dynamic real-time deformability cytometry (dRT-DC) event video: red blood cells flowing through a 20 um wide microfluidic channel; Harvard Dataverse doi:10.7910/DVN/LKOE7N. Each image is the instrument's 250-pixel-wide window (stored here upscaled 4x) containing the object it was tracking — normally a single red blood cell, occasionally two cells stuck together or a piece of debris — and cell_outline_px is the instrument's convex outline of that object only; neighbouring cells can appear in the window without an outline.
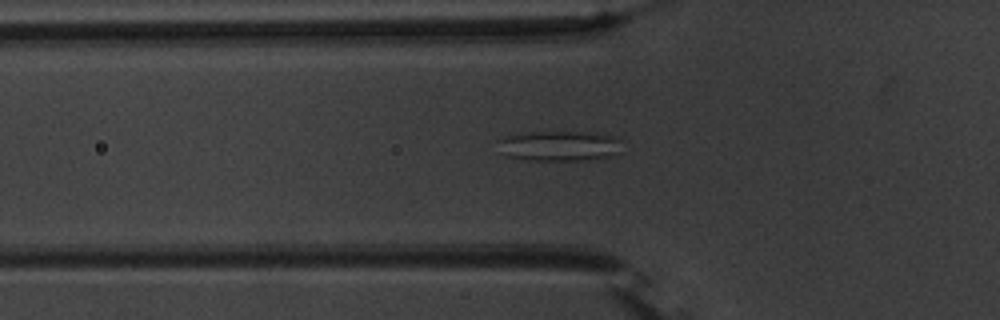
{"species": "common noctule bat (a hibernating species)", "species_latin": "Nyctalus noctula", "temperature_condition": "warm", "stored_images_in_passage": 43, "camera_frame_rate_fps": 3000, "um_per_image_px": 0.085, "animal": {"sex": "male", "body_mass_g": 20.1, "forearm_length_mm": 53.5}, "frame": {"image": 1, "passage_image": 9, "time_ms": 2.667, "image_size_px": [1000, 320], "cell_outline_px": [[620, 152], [612, 156], [576, 160], [528, 160], [508, 156], [504, 152], [496, 140], [508, 136], [532, 132], [592, 132], [616, 136], [620, 140]], "centroid_in_image_um": [47.6, 12.39], "position_along_channel_um": 78.2, "area_um2": 21.56}}
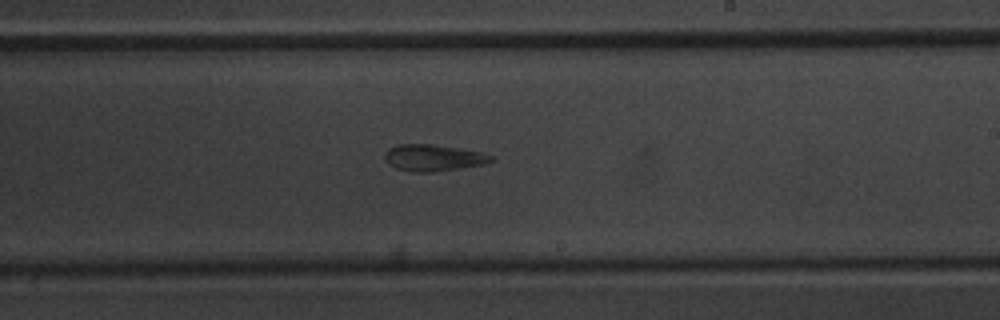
{"frame": {"image": 2, "passage_image": 23, "time_ms": 7.333, "image_size_px": [1000, 320], "cell_outline_px": [[496, 160], [484, 164], [436, 172], [412, 172], [396, 168], [388, 164], [384, 160], [384, 152], [388, 148], [396, 144], [432, 144], [484, 152], [492, 156]], "centroid_in_image_um": [36.81, 13.41], "position_along_channel_um": 252.2, "area_um2": 16.76}}
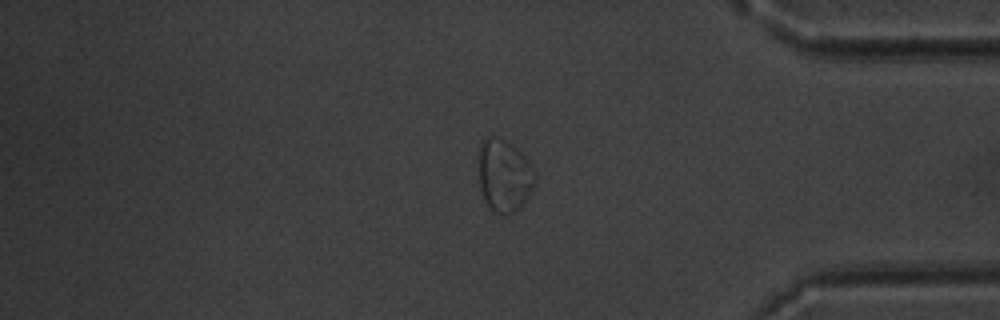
{"frame": {"image": 3, "passage_image": 36, "time_ms": 11.667, "image_size_px": [1000, 320], "cell_outline_px": [[536, 184], [524, 204], [520, 208], [508, 216], [500, 216], [488, 208], [484, 200], [480, 188], [480, 144], [484, 136], [492, 136], [504, 140], [512, 144], [532, 164], [536, 172]], "centroid_in_image_um": [42.89, 14.98], "position_along_channel_um": 392.3, "area_um2": 24.33}}